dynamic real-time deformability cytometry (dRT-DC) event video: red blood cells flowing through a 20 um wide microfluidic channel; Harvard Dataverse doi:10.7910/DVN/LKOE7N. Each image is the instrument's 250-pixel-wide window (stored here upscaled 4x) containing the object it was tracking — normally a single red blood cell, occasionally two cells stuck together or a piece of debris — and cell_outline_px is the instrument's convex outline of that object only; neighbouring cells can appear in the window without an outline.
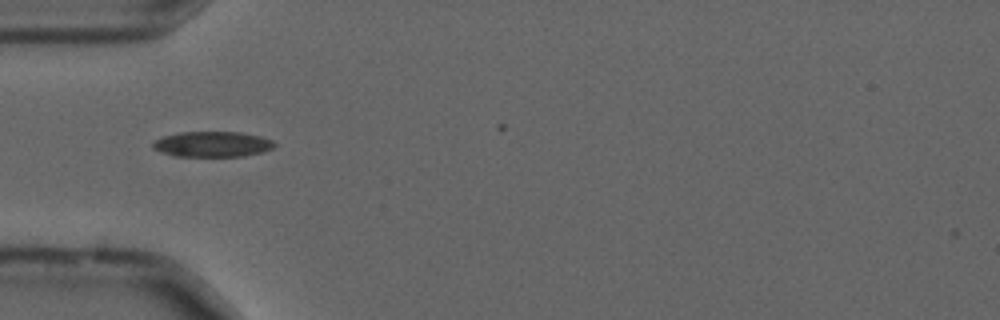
{"species": "common noctule bat (a hibernating species)", "species_latin": "Nyctalus noctula", "temperature_condition": "cold", "stored_images_in_passage": 7, "camera_frame_rate_fps": 3000, "um_per_image_px": 0.085, "animal": {"sex": "male", "forearm_length_mm": 52.5}, "frame": {"image": 1, "passage_image": 1, "time_ms": 0.0, "image_size_px": [1000, 320], "cell_outline_px": [[276, 144], [272, 148], [260, 152], [244, 156], [176, 156], [160, 152], [152, 148], [152, 144], [160, 136], [180, 132], [240, 132], [260, 136], [272, 140]], "centroid_in_image_um": [18.01, 12.25], "position_along_channel_um": 67.0, "area_um2": 18.03}}
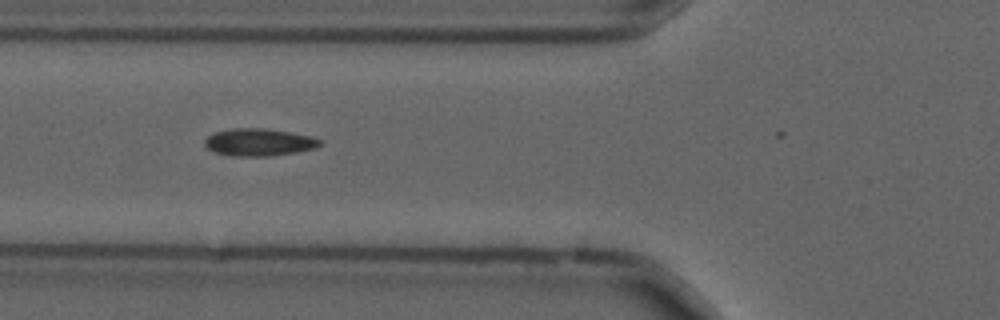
{"frame": {"image": 2, "passage_image": 4, "time_ms": 1.0, "image_size_px": [1000, 320], "cell_outline_px": [[324, 144], [316, 148], [296, 152], [272, 156], [228, 156], [212, 152], [204, 144], [204, 140], [208, 136], [216, 132], [232, 128], [264, 128], [292, 132], [324, 140]], "centroid_in_image_um": [22.03, 12.1], "position_along_channel_um": 103.8, "area_um2": 18.67}}